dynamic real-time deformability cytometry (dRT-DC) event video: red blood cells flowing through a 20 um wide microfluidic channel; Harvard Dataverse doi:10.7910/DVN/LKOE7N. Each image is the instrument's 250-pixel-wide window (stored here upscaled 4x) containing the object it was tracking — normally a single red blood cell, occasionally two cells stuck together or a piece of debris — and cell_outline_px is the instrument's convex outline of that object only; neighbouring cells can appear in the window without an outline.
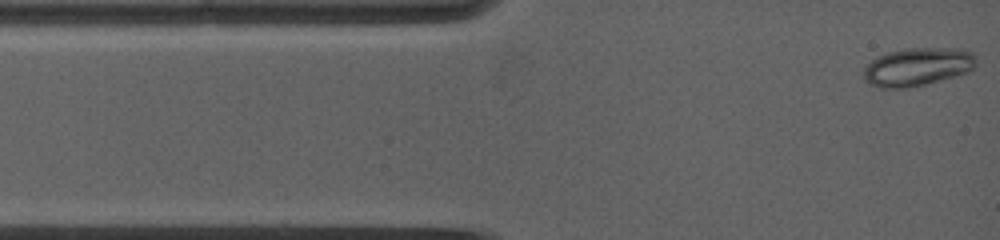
{"species": "common noctule bat (a hibernating species)", "species_latin": "Nyctalus noctula", "temperature_condition": "warm", "stored_images_in_passage": 12, "camera_frame_rate_fps": 5000, "um_per_image_px": 0.085, "animal": {"sex": "female", "body_mass_g": 19.0, "forearm_length_mm": 53.3}, "frame": {"image": 1, "passage_image": 1, "time_ms": 0.0, "image_size_px": [1000, 240], "cell_outline_px": [[976, 64], [968, 72], [924, 84], [904, 88], [880, 88], [864, 80], [864, 68], [876, 56], [888, 52], [904, 48], [960, 48], [972, 52], [976, 56]], "centroid_in_image_um": [77.99, 5.66], "position_along_channel_um": 7.0, "area_um2": 24.97}}
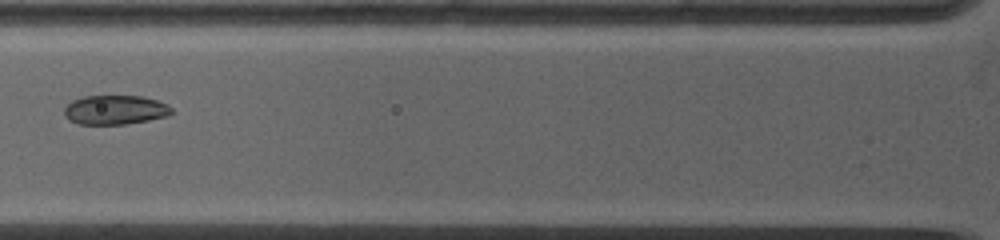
{"frame": {"image": 2, "passage_image": 10, "time_ms": 4.0, "image_size_px": [1000, 240], "cell_outline_px": [[172, 112], [168, 116], [148, 120], [124, 124], [76, 124], [68, 120], [64, 116], [64, 108], [72, 100], [84, 96], [140, 96], [156, 100], [168, 104], [172, 108]], "centroid_in_image_um": [9.76, 9.34], "position_along_channel_um": 116.0, "area_um2": 18.38}}